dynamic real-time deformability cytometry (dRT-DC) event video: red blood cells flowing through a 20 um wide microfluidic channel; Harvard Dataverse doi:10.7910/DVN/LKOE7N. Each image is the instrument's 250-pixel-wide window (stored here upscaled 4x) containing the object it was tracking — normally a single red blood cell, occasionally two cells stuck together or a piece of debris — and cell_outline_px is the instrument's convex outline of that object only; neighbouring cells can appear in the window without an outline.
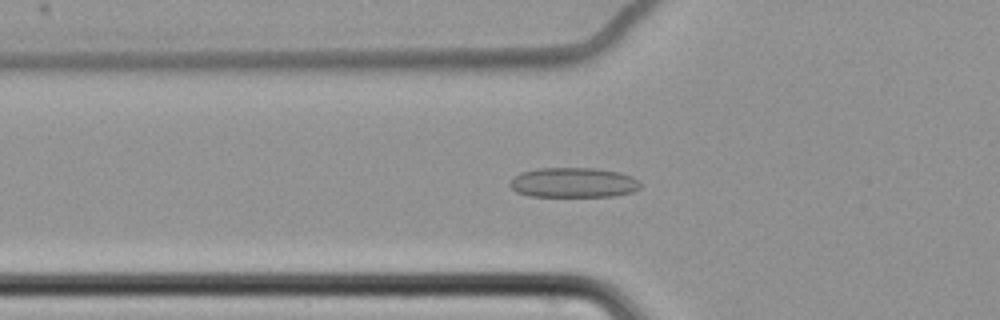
{"species": "common noctule bat (a hibernating species)", "species_latin": "Nyctalus noctula", "temperature_condition": "cold", "stored_images_in_passage": 63, "camera_frame_rate_fps": 3000, "um_per_image_px": 0.085, "animal": {"sex": "female", "body_mass_g": 22.7, "forearm_length_mm": 54.2}, "frame": {"image": 1, "passage_image": 24, "time_ms": 7.667, "image_size_px": [1000, 320], "cell_outline_px": [[640, 188], [632, 192], [612, 196], [528, 196], [516, 192], [508, 184], [520, 172], [536, 168], [592, 168], [620, 172], [632, 176], [640, 184]], "centroid_in_image_um": [48.72, 15.52], "position_along_channel_um": 77.1, "area_um2": 22.72}}
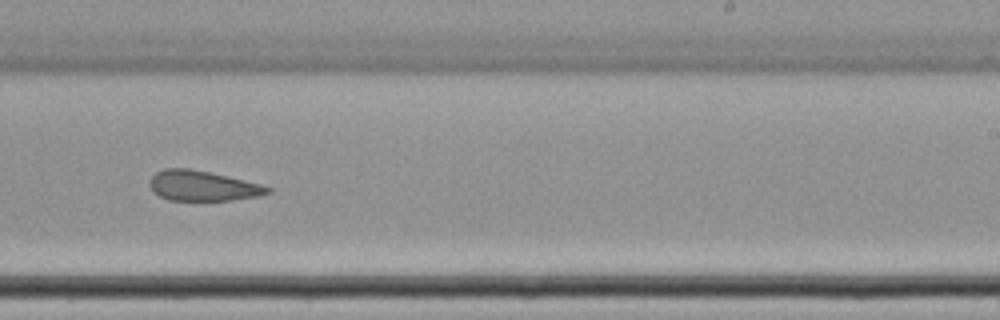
{"frame": {"image": 2, "passage_image": 41, "time_ms": 13.333, "image_size_px": [1000, 320], "cell_outline_px": [[272, 192], [260, 196], [232, 200], [168, 200], [160, 196], [148, 184], [148, 180], [156, 172], [164, 168], [188, 168], [208, 172], [244, 180], [260, 184], [272, 188]], "centroid_in_image_um": [17.23, 15.79], "position_along_channel_um": 271.8, "area_um2": 20.63}}
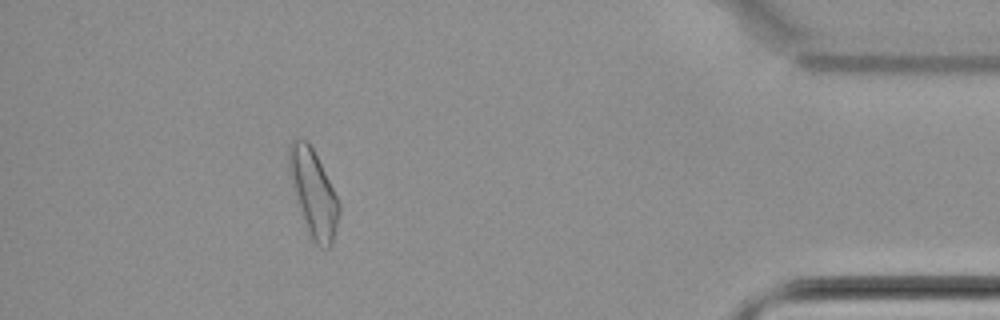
{"frame": {"image": 3, "passage_image": 57, "time_ms": 18.667, "image_size_px": [1000, 320], "cell_outline_px": [[340, 212], [332, 244], [328, 248], [324, 248], [316, 244], [312, 240], [308, 232], [288, 172], [288, 144], [296, 136], [300, 136], [312, 148], [340, 204]], "centroid_in_image_um": [26.62, 16.39], "position_along_channel_um": 408.6, "area_um2": 24.74}, "authors_computed_cell_mechanics": {"area_um2": 23.5824, "velocity_mm_per_s": 3.4572, "shape_relaxation_time_tau1_ms": null, "shape_relaxation_time_tau2_ms": 5.3641, "deformation_change_tau1": null, "deformation_change_tau2": 0.1233}}